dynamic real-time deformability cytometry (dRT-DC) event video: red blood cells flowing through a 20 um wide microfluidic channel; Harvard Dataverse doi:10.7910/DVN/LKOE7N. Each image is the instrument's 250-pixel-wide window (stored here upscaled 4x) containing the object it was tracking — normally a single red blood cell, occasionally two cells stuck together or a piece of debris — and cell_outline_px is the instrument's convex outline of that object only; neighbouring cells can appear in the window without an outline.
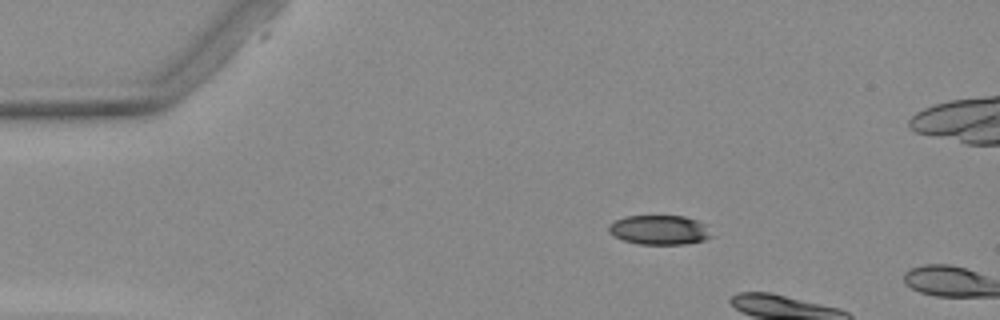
{"species": "Egyptian fruit bat (a non-hibernating species)", "species_latin": "Rousettus aegyptiacus", "temperature_condition": "warm", "stored_images_in_passage": 3, "camera_frame_rate_fps": 3000, "um_per_image_px": 0.085, "animal": {"sex": "female"}, "frame": {"image": 1, "passage_image": 2, "time_ms": 1.333, "image_size_px": [1000, 320], "cell_outline_px": [[716, 236], [704, 240], [684, 244], [640, 244], [624, 240], [608, 232], [608, 224], [624, 216], [684, 216], [696, 220], [704, 224]], "centroid_in_image_um": [56.08, 19.54], "position_along_channel_um": 28.9, "area_um2": 17.69}}